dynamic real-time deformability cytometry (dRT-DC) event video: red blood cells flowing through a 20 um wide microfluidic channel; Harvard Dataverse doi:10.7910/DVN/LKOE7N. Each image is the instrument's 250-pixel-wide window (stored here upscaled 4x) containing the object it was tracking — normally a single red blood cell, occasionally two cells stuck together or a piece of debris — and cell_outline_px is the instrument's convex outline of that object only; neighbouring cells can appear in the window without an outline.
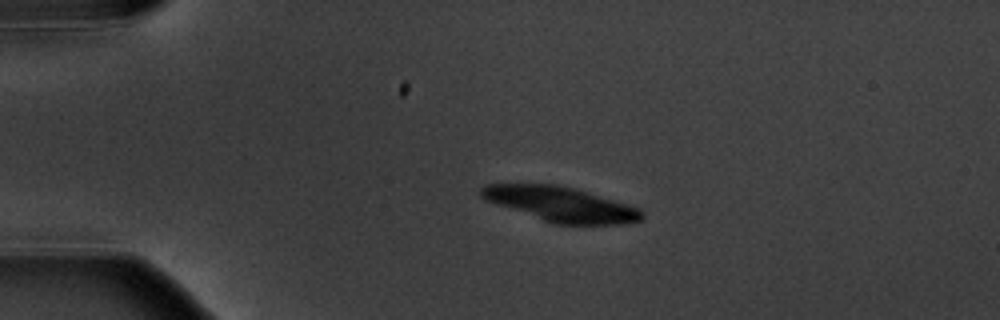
{"species": "common noctule bat (a hibernating species)", "species_latin": "Nyctalus noctula", "temperature_condition": "warm", "stored_images_in_passage": 4, "camera_frame_rate_fps": 3000, "um_per_image_px": 0.085, "animal": {"sex": "male", "body_mass_g": 20.1, "forearm_length_mm": 53.5}, "frame": {"image": 1, "passage_image": 3, "time_ms": 2.333, "image_size_px": [1000, 320], "cell_outline_px": [[644, 220], [624, 224], [556, 224], [484, 200], [480, 196], [480, 188], [484, 184], [560, 184], [576, 188], [628, 204], [640, 208], [644, 212]], "centroid_in_image_um": [47.7, 17.34], "position_along_channel_um": 37.3, "area_um2": 32.66}}